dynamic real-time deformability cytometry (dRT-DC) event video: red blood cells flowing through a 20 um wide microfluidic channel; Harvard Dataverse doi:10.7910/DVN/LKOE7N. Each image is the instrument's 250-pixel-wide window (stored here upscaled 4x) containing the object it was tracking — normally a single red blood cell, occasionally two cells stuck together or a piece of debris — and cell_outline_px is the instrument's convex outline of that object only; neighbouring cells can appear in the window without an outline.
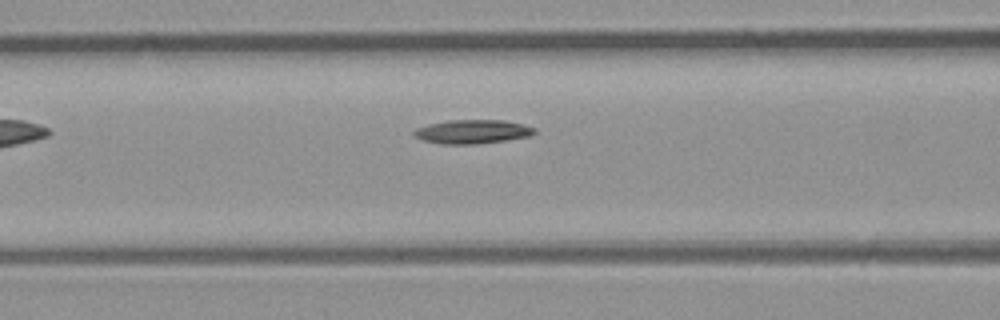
{"species": "common noctule bat (a hibernating species)", "species_latin": "Nyctalus noctula", "temperature_condition": "room temperature", "stored_images_in_passage": 3, "camera_frame_rate_fps": 3000, "um_per_image_px": 0.085, "animal": {"sex": "male", "body_mass_g": 23.1, "forearm_length_mm": 52.7}, "frame": {"image": 1, "passage_image": 3, "time_ms": 2.333, "image_size_px": [1000, 320], "cell_outline_px": [[536, 132], [528, 136], [504, 140], [476, 144], [440, 144], [424, 140], [416, 136], [412, 132], [416, 128], [428, 124], [448, 120], [504, 120], [524, 124], [536, 128]], "centroid_in_image_um": [40.16, 11.18], "position_along_channel_um": 126.4, "area_um2": 16.7}}